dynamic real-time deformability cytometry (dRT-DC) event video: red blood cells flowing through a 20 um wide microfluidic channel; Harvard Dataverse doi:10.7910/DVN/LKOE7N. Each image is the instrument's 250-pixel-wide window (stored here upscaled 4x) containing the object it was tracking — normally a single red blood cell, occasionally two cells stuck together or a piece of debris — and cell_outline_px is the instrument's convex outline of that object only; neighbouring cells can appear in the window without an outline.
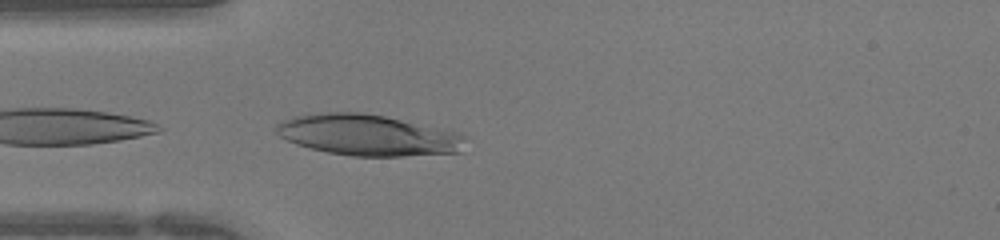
{"species": "human", "species_latin": "Homo sapiens", "temperature_condition": "warm", "stored_images_in_passage": 16, "camera_frame_rate_fps": 3000, "um_per_image_px": 0.085, "donor": {"sex": "female"}, "frame": {"image": 1, "passage_image": 1, "time_ms": 0.0, "image_size_px": [1000, 240], "cell_outline_px": [[468, 136], [460, 152], [404, 156], [352, 156], [328, 152], [296, 144], [280, 136], [276, 132], [276, 124], [292, 116], [308, 112], [360, 112], [384, 116], [460, 132]], "centroid_in_image_um": [31.28, 11.47], "position_along_channel_um": 53.7, "area_um2": 45.49}}
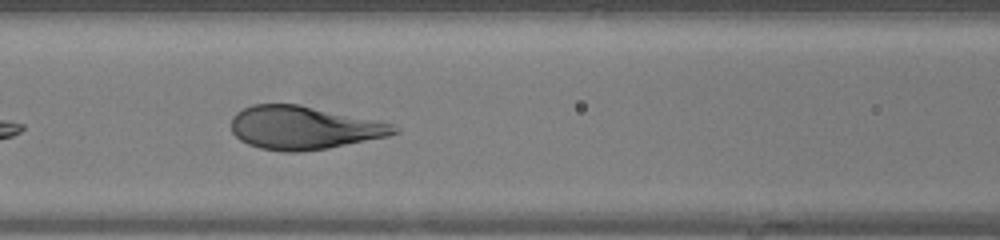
{"frame": {"image": 2, "passage_image": 7, "time_ms": 2.0, "image_size_px": [1000, 240], "cell_outline_px": [[400, 132], [388, 136], [328, 148], [300, 152], [284, 152], [260, 148], [248, 144], [240, 140], [232, 132], [232, 116], [236, 112], [252, 104], [300, 104], [376, 120], [392, 124], [400, 128]], "centroid_in_image_um": [25.82, 10.86], "position_along_channel_um": 140.8, "area_um2": 41.1}}
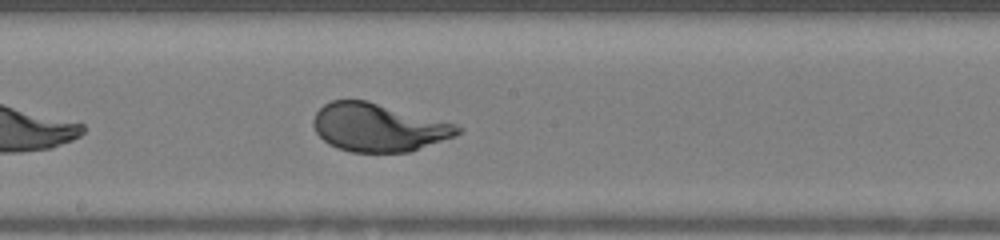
{"frame": {"image": 3, "passage_image": 12, "time_ms": 3.667, "image_size_px": [1000, 240], "cell_outline_px": [[464, 128], [460, 132], [452, 136], [408, 152], [352, 152], [336, 148], [328, 144], [316, 132], [312, 124], [312, 120], [316, 112], [324, 104], [332, 100], [368, 100], [452, 124]], "centroid_in_image_um": [32.07, 10.83], "position_along_channel_um": 216.1, "area_um2": 39.82}}